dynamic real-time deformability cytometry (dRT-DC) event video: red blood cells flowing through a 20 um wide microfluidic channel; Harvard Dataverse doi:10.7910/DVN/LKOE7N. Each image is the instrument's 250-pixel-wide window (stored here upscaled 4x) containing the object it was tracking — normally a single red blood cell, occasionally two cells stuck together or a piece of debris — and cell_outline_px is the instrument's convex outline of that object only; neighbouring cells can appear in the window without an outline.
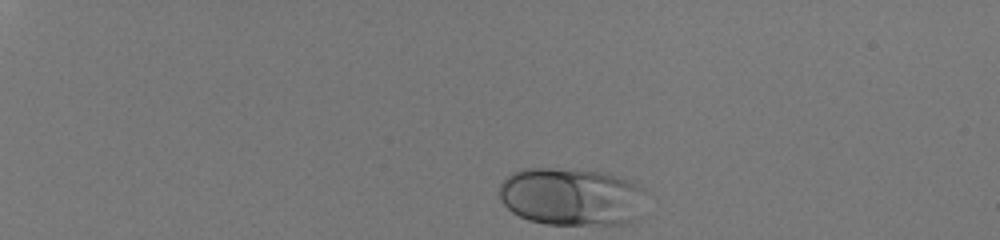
{"species": "human", "species_latin": "Homo sapiens", "temperature_condition": "room temperature", "stored_images_in_passage": 36, "camera_frame_rate_fps": 3000, "um_per_image_px": 0.085, "donor": {"sex": "male"}, "frame": {"image": 1, "passage_image": 1, "time_ms": 0.0, "image_size_px": [1000, 240], "cell_outline_px": [[644, 192], [640, 216], [636, 220], [624, 224], [544, 224], [528, 220], [512, 212], [500, 200], [500, 184], [512, 172], [524, 168], [576, 168], [608, 172], [632, 180], [640, 184], [644, 188]], "centroid_in_image_um": [48.62, 16.69], "position_along_channel_um": 36.4, "area_um2": 50.4}}
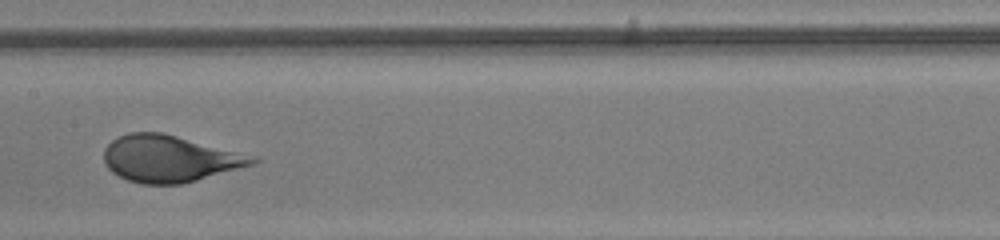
{"frame": {"image": 2, "passage_image": 21, "time_ms": 6.667, "image_size_px": [1000, 240], "cell_outline_px": [[260, 160], [252, 164], [196, 180], [180, 184], [140, 184], [128, 180], [112, 172], [104, 164], [104, 148], [112, 140], [128, 132], [164, 132], [256, 156]], "centroid_in_image_um": [14.38, 13.47], "position_along_channel_um": 193.0, "area_um2": 40.34}}
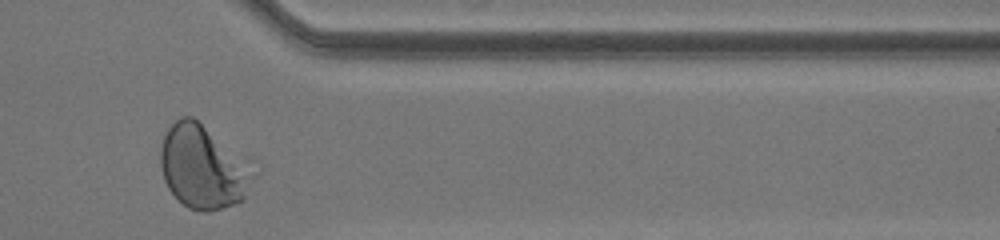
{"frame": {"image": 3, "passage_image": 36, "time_ms": 11.667, "image_size_px": [1000, 240], "cell_outline_px": [[244, 200], [208, 212], [200, 212], [188, 208], [168, 188], [164, 180], [160, 164], [160, 148], [164, 136], [168, 128], [180, 116], [192, 116], [204, 128], [236, 180], [244, 196]], "centroid_in_image_um": [16.71, 14.29], "position_along_channel_um": 394.7, "area_um2": 37.34}}